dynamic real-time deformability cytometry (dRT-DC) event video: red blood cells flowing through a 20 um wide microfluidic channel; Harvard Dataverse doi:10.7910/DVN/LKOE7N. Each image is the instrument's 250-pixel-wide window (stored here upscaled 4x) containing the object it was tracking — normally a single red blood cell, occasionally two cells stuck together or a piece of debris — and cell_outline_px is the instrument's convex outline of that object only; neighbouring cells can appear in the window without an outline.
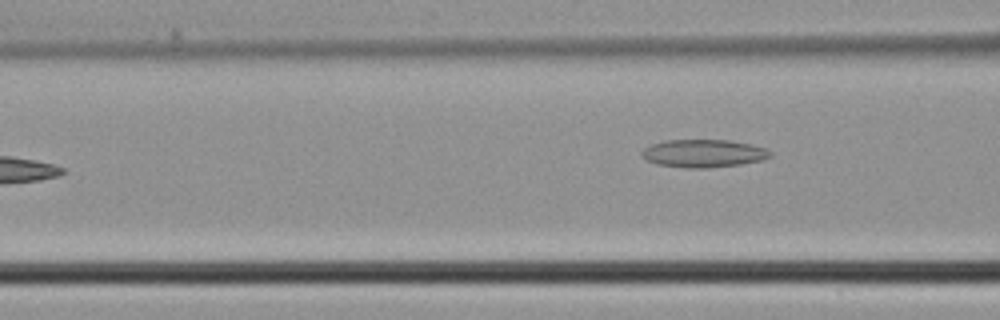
{"species": "common noctule bat (a hibernating species)", "species_latin": "Nyctalus noctula", "temperature_condition": "cold", "stored_images_in_passage": 5, "camera_frame_rate_fps": 3000, "um_per_image_px": 0.085, "animal": {"sex": "male", "body_mass_g": 21.5, "forearm_length_mm": 52.0}, "frame": {"image": 1, "passage_image": 4, "time_ms": 1.0, "image_size_px": [1000, 320], "cell_outline_px": [[772, 156], [764, 160], [740, 164], [704, 168], [688, 168], [656, 164], [640, 156], [640, 152], [644, 148], [652, 144], [664, 140], [728, 140], [752, 144], [764, 148], [772, 152]], "centroid_in_image_um": [59.8, 13.03], "position_along_channel_um": 106.8, "area_um2": 20.92}}
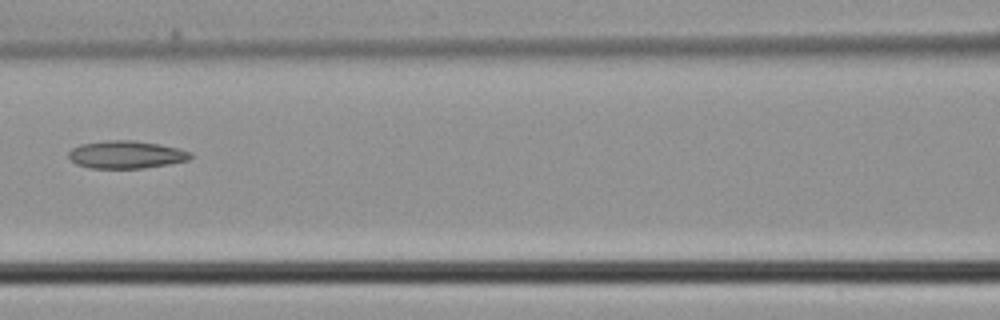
{"frame": {"image": 2, "passage_image": 5, "time_ms": 1.333, "image_size_px": [1000, 320], "cell_outline_px": [[192, 156], [188, 160], [168, 164], [144, 168], [88, 168], [76, 164], [68, 156], [68, 152], [72, 148], [80, 144], [104, 140], [132, 140], [160, 144], [180, 148], [192, 152]], "centroid_in_image_um": [10.72, 13.13], "position_along_channel_um": 155.9, "area_um2": 19.83}}